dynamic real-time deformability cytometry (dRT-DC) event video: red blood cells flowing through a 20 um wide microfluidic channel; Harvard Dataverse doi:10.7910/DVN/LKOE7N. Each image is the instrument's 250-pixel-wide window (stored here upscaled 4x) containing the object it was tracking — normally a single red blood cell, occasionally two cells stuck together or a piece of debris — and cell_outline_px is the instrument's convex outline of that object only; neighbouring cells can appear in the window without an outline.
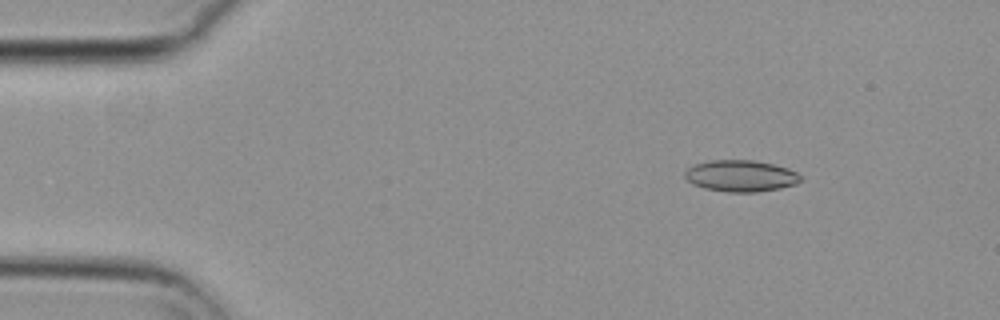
{"species": "common noctule bat (a hibernating species)", "species_latin": "Nyctalus noctula", "temperature_condition": "cold", "stored_images_in_passage": 50, "camera_frame_rate_fps": 3000, "um_per_image_px": 0.085, "animal": {"sex": "female", "body_mass_g": 29.2, "forearm_length_mm": 56.3}, "frame": {"image": 1, "passage_image": 2, "time_ms": 0.333, "image_size_px": [1000, 320], "cell_outline_px": [[800, 180], [796, 184], [780, 188], [756, 192], [728, 192], [704, 188], [692, 184], [684, 176], [684, 172], [688, 168], [696, 164], [708, 160], [752, 160], [772, 164], [788, 168], [796, 172], [800, 176]], "centroid_in_image_um": [62.94, 14.95], "position_along_channel_um": 22.1, "area_um2": 21.15}}
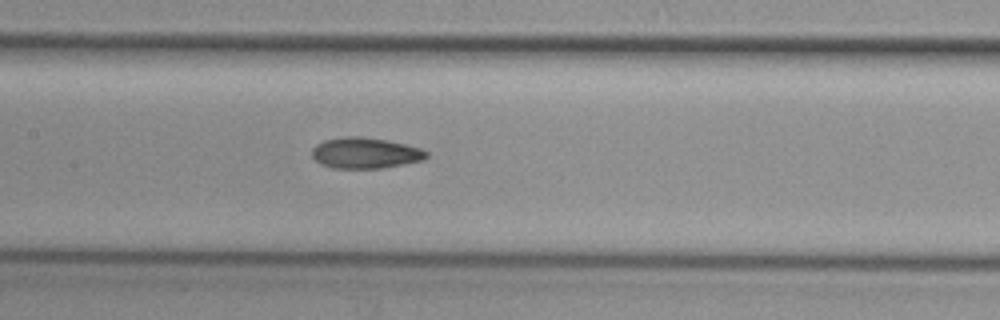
{"frame": {"image": 2, "passage_image": 21, "time_ms": 6.667, "image_size_px": [1000, 320], "cell_outline_px": [[428, 156], [424, 160], [384, 168], [332, 168], [320, 164], [312, 156], [312, 148], [316, 144], [324, 140], [348, 136], [360, 136], [384, 140], [404, 144], [420, 148], [428, 152]], "centroid_in_image_um": [31.04, 13.01], "position_along_channel_um": 176.4, "area_um2": 20.58}}
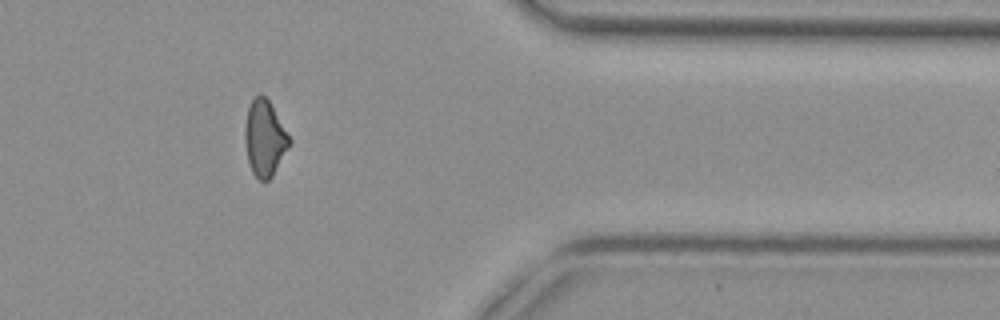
{"frame": {"image": 3, "passage_image": 40, "time_ms": 13.0, "image_size_px": [1000, 320], "cell_outline_px": [[292, 140], [288, 148], [272, 176], [268, 180], [260, 180], [252, 172], [248, 160], [244, 136], [244, 128], [248, 108], [252, 100], [260, 92], [268, 100]], "centroid_in_image_um": [22.49, 11.74], "position_along_channel_um": 388.9, "area_um2": 19.36}, "authors_computed_cell_mechanics": {"area_um2": 20.4323, "velocity_mm_per_s": 3.6946, "shape_relaxation_time_tau1_ms": null, "shape_relaxation_time_tau2_ms": 4.8588, "deformation_change_tau1": null, "deformation_change_tau2": 0.1129}}